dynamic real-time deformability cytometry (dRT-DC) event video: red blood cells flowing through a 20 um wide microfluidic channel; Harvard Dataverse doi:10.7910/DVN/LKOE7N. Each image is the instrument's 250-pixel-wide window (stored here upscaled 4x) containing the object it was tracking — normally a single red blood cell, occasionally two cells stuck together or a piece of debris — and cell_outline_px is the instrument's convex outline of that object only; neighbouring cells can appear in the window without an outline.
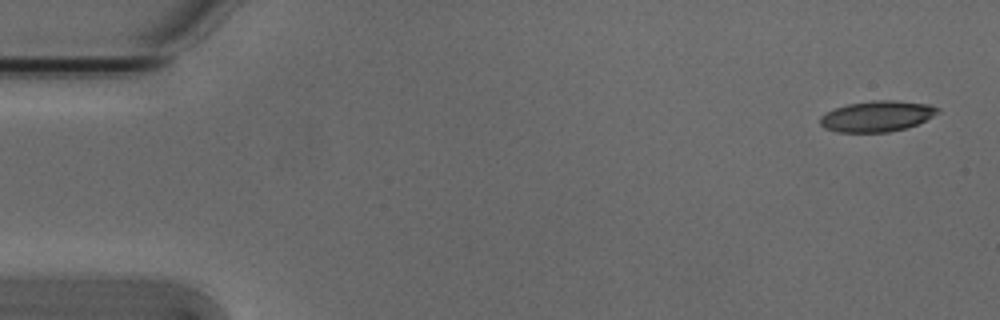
{"species": "Egyptian fruit bat (a non-hibernating species)", "species_latin": "Rousettus aegyptiacus", "temperature_condition": "cold", "stored_images_in_passage": 6, "camera_frame_rate_fps": 3000, "um_per_image_px": 0.085, "animal": {"sex": "male"}, "frame": {"image": 1, "passage_image": 1, "time_ms": 0.0, "image_size_px": [1000, 320], "cell_outline_px": [[940, 112], [916, 124], [904, 128], [888, 132], [836, 132], [824, 128], [820, 124], [820, 116], [824, 112], [848, 104], [872, 100], [892, 100], [928, 104], [940, 108]], "centroid_in_image_um": [74.5, 9.87], "position_along_channel_um": 10.5, "area_um2": 21.04}}
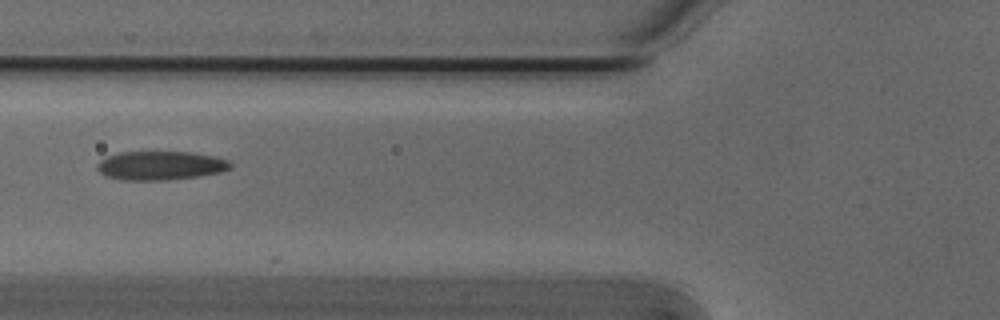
{"frame": {"image": 2, "passage_image": 6, "time_ms": 1.667, "image_size_px": [1000, 320], "cell_outline_px": [[232, 168], [220, 172], [196, 176], [168, 180], [124, 180], [108, 176], [100, 172], [96, 168], [96, 164], [100, 160], [108, 156], [120, 152], [192, 152], [216, 156], [228, 160], [232, 164]], "centroid_in_image_um": [13.66, 14.06], "position_along_channel_um": 112.1, "area_um2": 22.37}}